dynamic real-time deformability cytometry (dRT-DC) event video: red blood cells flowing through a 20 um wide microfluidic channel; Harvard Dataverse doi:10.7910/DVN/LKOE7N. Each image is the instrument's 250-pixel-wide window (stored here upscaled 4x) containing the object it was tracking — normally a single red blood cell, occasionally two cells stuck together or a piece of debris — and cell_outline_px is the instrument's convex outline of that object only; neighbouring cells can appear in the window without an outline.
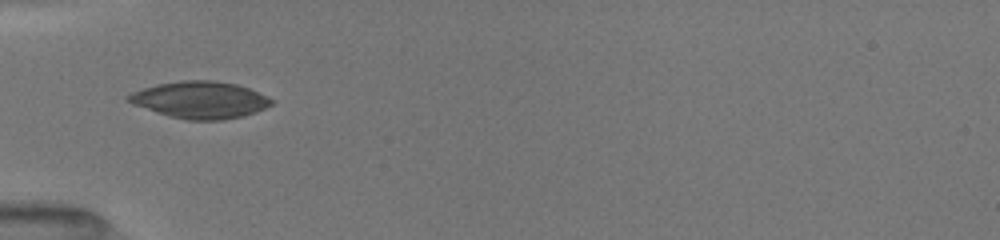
{"species": "common noctule bat (a hibernating species)", "species_latin": "Nyctalus noctula", "temperature_condition": "room temperature", "stored_images_in_passage": 34, "camera_frame_rate_fps": 3000, "um_per_image_px": 0.085, "animal": {"sex": "female", "body_mass_g": 19.5, "forearm_length_mm": 54.1}, "frame": {"image": 1, "passage_image": 1, "time_ms": 0.0, "image_size_px": [1000, 240], "cell_outline_px": [[272, 104], [256, 112], [240, 116], [220, 120], [188, 120], [168, 116], [132, 104], [124, 100], [124, 96], [132, 92], [156, 84], [180, 80], [212, 80], [236, 84], [248, 88], [272, 100]], "centroid_in_image_um": [16.92, 8.48], "position_along_channel_um": 68.1, "area_um2": 30.63}}
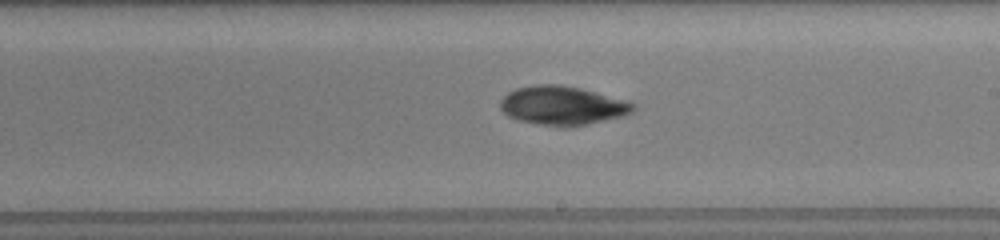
{"frame": {"image": 2, "passage_image": 14, "time_ms": 4.333, "image_size_px": [1000, 240], "cell_outline_px": [[636, 108], [632, 112], [624, 116], [568, 128], [560, 128], [520, 120], [508, 116], [500, 108], [500, 100], [508, 92], [516, 88], [536, 84], [560, 84], [580, 88], [596, 92], [624, 100], [636, 104]], "centroid_in_image_um": [47.81, 8.98], "position_along_channel_um": 241.2, "area_um2": 30.23}}
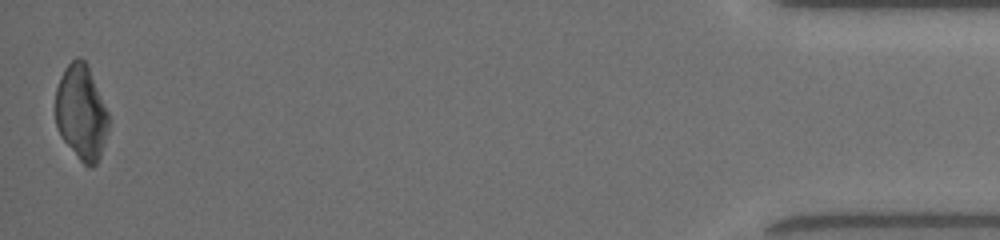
{"frame": {"image": 3, "passage_image": 34, "time_ms": 11.0, "image_size_px": [1000, 240], "cell_outline_px": [[108, 128], [100, 156], [96, 164], [92, 168], [84, 164], [80, 160], [60, 136], [56, 124], [56, 88], [60, 76], [64, 68], [76, 56], [80, 56], [84, 60], [88, 68], [108, 112]], "centroid_in_image_um": [6.89, 9.56], "position_along_channel_um": 428.3, "area_um2": 29.07}, "authors_computed_cell_mechanics": {"area_um2": 29.5069, "velocity_mm_per_s": 4.0334, "shape_relaxation_time_tau1_ms": 4.6609, "shape_relaxation_time_tau2_ms": 5.5222, "deformation_change_tau1": 0.1087, "deformation_change_tau2": 0.0938}}